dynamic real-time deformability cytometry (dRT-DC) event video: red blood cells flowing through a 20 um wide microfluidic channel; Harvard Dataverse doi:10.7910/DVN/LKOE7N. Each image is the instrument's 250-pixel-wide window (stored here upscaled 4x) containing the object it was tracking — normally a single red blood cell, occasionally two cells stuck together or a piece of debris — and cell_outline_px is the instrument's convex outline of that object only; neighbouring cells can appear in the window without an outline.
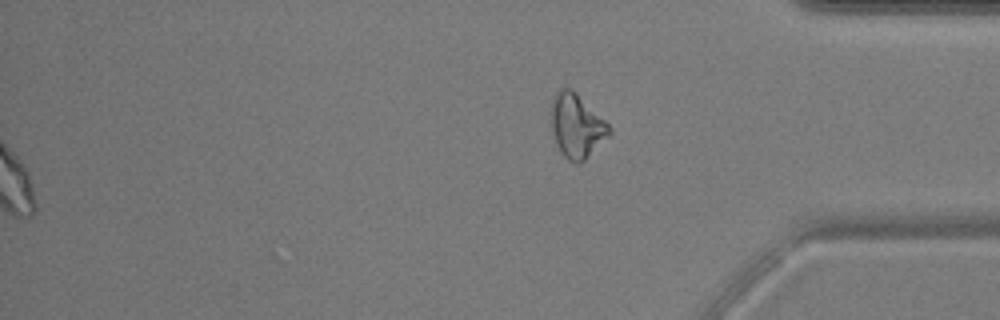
{"species": "common noctule bat (a hibernating species)", "species_latin": "Nyctalus noctula", "temperature_condition": "warm", "stored_images_in_passage": 55, "segment_of_instrument_passage": [2, 2], "camera_frame_rate_fps": 3000, "um_per_image_px": 0.085, "animal": {"sex": "male", "body_mass_g": 17.9, "forearm_length_mm": 54.2}, "frame": {"image": 1, "passage_image": 55, "time_ms": 18.0, "image_size_px": [1000, 320], "cell_outline_px": [[612, 132], [584, 160], [576, 164], [568, 160], [560, 152], [556, 144], [552, 132], [552, 96], [560, 88], [572, 88], [612, 128]], "centroid_in_image_um": [49.0, 10.69], "position_along_channel_um": 386.2, "area_um2": 21.39}}